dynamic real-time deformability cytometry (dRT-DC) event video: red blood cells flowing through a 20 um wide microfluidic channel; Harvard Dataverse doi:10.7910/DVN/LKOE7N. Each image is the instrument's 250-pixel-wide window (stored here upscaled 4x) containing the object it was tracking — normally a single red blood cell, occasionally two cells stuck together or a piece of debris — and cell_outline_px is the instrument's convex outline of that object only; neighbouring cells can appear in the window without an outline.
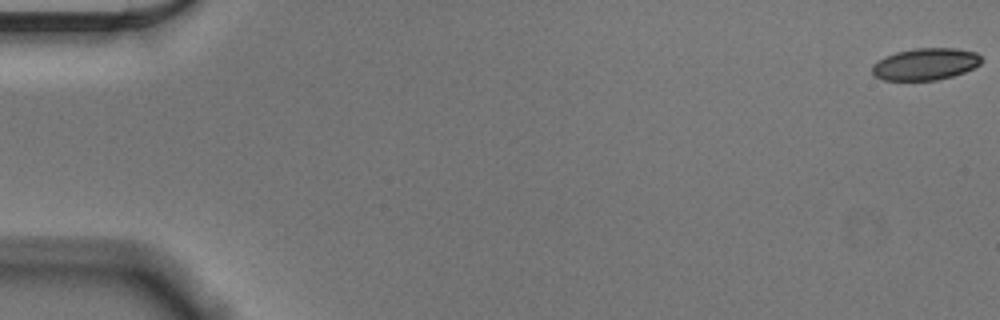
{"species": "Egyptian fruit bat (a non-hibernating species)", "species_latin": "Rousettus aegyptiacus", "temperature_condition": "cold", "stored_images_in_passage": 8, "camera_frame_rate_fps": 3000, "um_per_image_px": 0.085, "animal": {"sex": "male"}, "frame": {"image": 1, "passage_image": 1, "time_ms": 0.0, "image_size_px": [1000, 320], "cell_outline_px": [[984, 60], [980, 64], [964, 72], [952, 76], [936, 80], [884, 80], [876, 76], [872, 72], [872, 64], [884, 56], [896, 52], [916, 48], [956, 48], [976, 52]], "centroid_in_image_um": [78.66, 5.44], "position_along_channel_um": 6.3, "area_um2": 20.35}}